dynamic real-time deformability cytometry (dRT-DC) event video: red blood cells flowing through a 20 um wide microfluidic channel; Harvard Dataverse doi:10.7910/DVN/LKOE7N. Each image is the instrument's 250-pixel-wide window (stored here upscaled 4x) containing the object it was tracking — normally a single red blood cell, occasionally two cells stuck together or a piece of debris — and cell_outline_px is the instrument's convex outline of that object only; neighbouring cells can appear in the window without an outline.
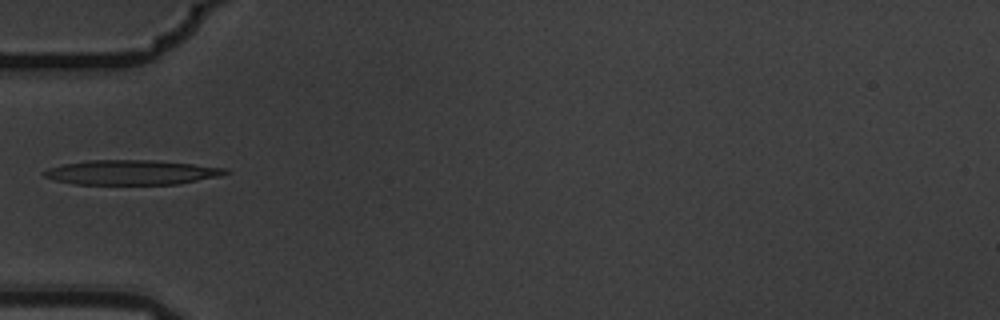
{"species": "common noctule bat (a hibernating species)", "species_latin": "Nyctalus noctula", "temperature_condition": "warm", "stored_images_in_passage": 7, "camera_frame_rate_fps": 3000, "um_per_image_px": 0.085, "animal": {"sex": "male", "body_mass_g": 19.5, "forearm_length_mm": 54.6}, "frame": {"image": 1, "passage_image": 6, "time_ms": 1.667, "image_size_px": [1000, 320], "cell_outline_px": [[232, 172], [220, 176], [180, 184], [76, 184], [56, 180], [44, 176], [40, 172], [48, 168], [64, 164], [88, 160], [156, 160], [228, 168]], "centroid_in_image_um": [11.22, 14.65], "position_along_channel_um": 73.8, "area_um2": 26.18}}
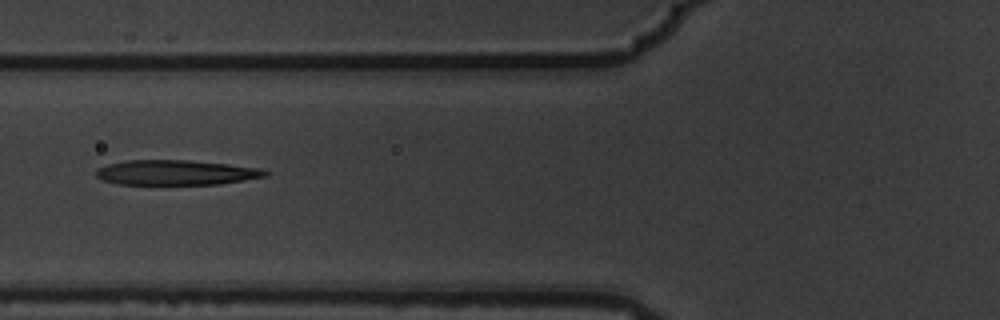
{"frame": {"image": 2, "passage_image": 7, "time_ms": 2.0, "image_size_px": [1000, 320], "cell_outline_px": [[268, 176], [220, 184], [116, 184], [104, 180], [96, 176], [96, 168], [108, 164], [128, 160], [192, 160], [228, 164], [260, 168], [268, 172]], "centroid_in_image_um": [14.96, 14.66], "position_along_channel_um": 110.8, "area_um2": 24.62}}